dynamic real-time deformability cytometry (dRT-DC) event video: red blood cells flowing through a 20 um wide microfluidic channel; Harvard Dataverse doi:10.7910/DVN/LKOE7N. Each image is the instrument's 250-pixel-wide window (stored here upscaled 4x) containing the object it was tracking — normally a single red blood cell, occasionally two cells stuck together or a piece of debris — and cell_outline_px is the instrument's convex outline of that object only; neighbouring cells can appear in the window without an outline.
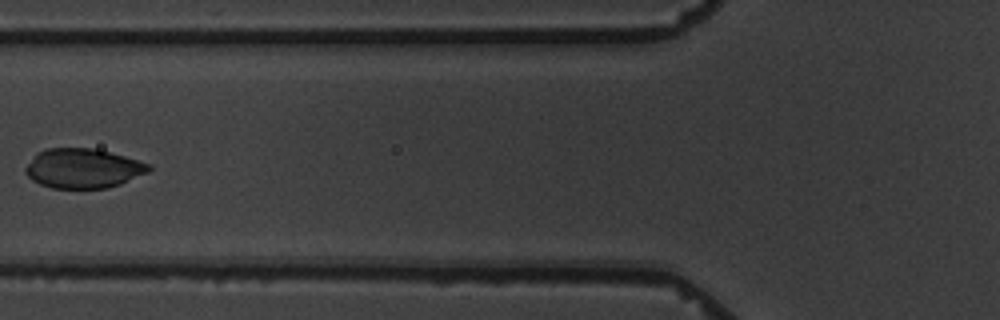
{"species": "common noctule bat (a hibernating species)", "species_latin": "Nyctalus noctula", "temperature_condition": "warm", "stored_images_in_passage": 12, "camera_frame_rate_fps": 3000, "um_per_image_px": 0.085, "animal": {"sex": "male", "body_mass_g": 19.5, "forearm_length_mm": 54.6}, "frame": {"image": 1, "passage_image": 3, "time_ms": 5.333, "image_size_px": [1000, 320], "cell_outline_px": [[152, 168], [148, 172], [120, 184], [108, 188], [52, 188], [40, 184], [32, 180], [24, 172], [24, 168], [36, 152], [44, 148], [92, 148], [124, 156], [152, 164]], "centroid_in_image_um": [7.04, 14.31], "position_along_channel_um": 118.8, "area_um2": 28.55}}
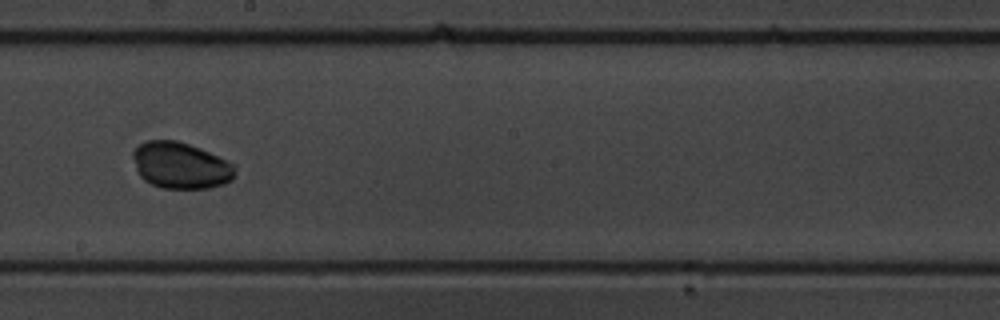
{"frame": {"image": 2, "passage_image": 6, "time_ms": 8.667, "image_size_px": [1000, 320], "cell_outline_px": [[236, 164], [232, 180], [224, 184], [208, 188], [160, 188], [144, 180], [140, 176], [136, 168], [132, 156], [132, 152], [140, 144], [148, 140], [176, 140], [200, 148]], "centroid_in_image_um": [15.36, 14.06], "position_along_channel_um": 232.8, "area_um2": 27.63}}
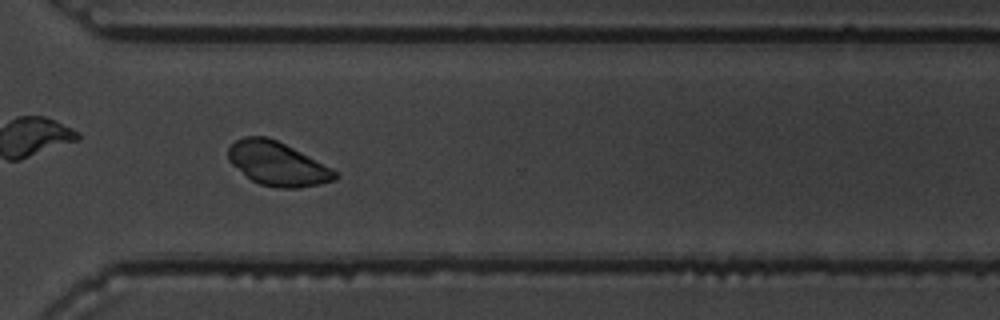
{"frame": {"image": 3, "passage_image": 9, "time_ms": 12.0, "image_size_px": [1000, 320], "cell_outline_px": [[340, 176], [336, 180], [320, 184], [296, 188], [280, 188], [260, 184], [252, 180], [232, 164], [228, 160], [228, 148], [236, 140], [244, 136], [268, 136], [332, 168]], "centroid_in_image_um": [23.58, 13.92], "position_along_channel_um": 347.0, "area_um2": 26.99}, "authors_computed_cell_mechanics": {"area_um2": 28.2353, "velocity_mm_per_s": 3.4304, "shape_relaxation_time_tau1_ms": 2.0001, "shape_relaxation_time_tau2_ms": null, "deformation_change_tau1": 0.1003, "deformation_change_tau2": null}}